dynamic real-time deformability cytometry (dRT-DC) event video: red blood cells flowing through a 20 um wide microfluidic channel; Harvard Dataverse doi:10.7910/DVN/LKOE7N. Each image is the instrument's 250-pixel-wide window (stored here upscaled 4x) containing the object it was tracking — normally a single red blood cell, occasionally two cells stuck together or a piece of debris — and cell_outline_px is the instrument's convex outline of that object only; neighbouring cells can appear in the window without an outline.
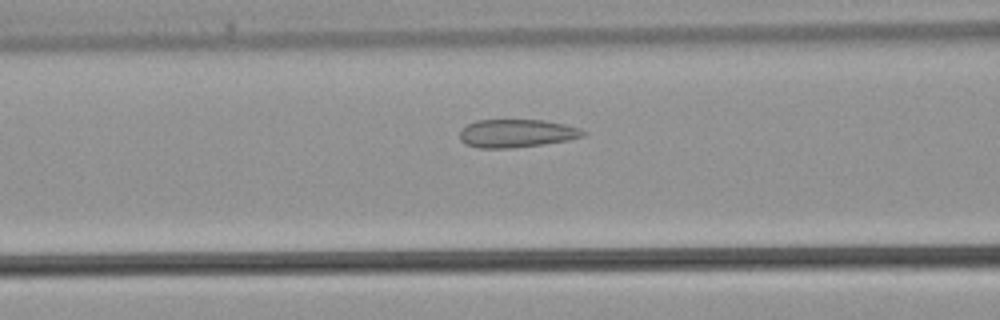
{"species": "common noctule bat (a hibernating species)", "species_latin": "Nyctalus noctula", "temperature_condition": "warm", "stored_images_in_passage": 37, "camera_frame_rate_fps": 3000, "um_per_image_px": 0.085, "animal": {"sex": "male", "body_mass_g": 21.5, "forearm_length_mm": 52.0}, "frame": {"image": 1, "passage_image": 12, "time_ms": 3.667, "image_size_px": [1000, 320], "cell_outline_px": [[588, 132], [584, 136], [568, 140], [512, 148], [480, 148], [464, 144], [460, 140], [460, 132], [468, 124], [476, 120], [544, 120], [564, 124], [580, 128]], "centroid_in_image_um": [43.92, 11.33], "position_along_channel_um": 122.7, "area_um2": 20.17}}
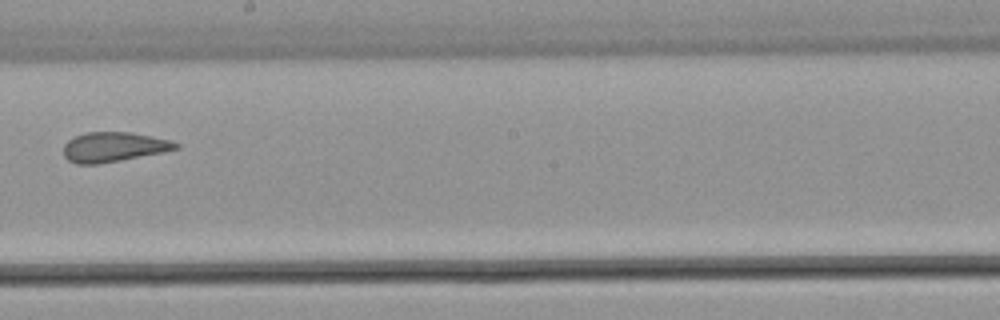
{"frame": {"image": 2, "passage_image": 19, "time_ms": 6.0, "image_size_px": [1000, 320], "cell_outline_px": [[180, 148], [164, 152], [120, 160], [96, 164], [76, 164], [68, 160], [64, 156], [64, 144], [68, 140], [76, 136], [88, 132], [132, 132], [172, 140], [180, 144]], "centroid_in_image_um": [9.69, 12.49], "position_along_channel_um": 238.5, "area_um2": 19.48}}
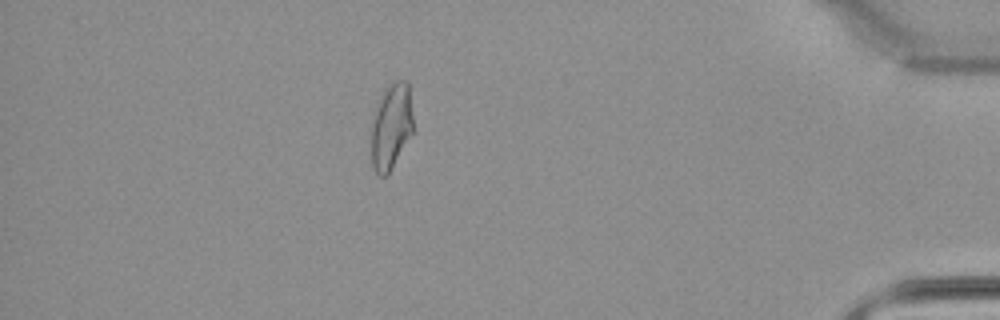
{"frame": {"image": 3, "passage_image": 32, "time_ms": 10.333, "image_size_px": [1000, 320], "cell_outline_px": [[412, 132], [388, 176], [380, 176], [372, 168], [372, 116], [384, 92], [396, 80], [408, 80], [412, 116]], "centroid_in_image_um": [33.24, 10.78], "position_along_channel_um": 402.0, "area_um2": 20.58}}